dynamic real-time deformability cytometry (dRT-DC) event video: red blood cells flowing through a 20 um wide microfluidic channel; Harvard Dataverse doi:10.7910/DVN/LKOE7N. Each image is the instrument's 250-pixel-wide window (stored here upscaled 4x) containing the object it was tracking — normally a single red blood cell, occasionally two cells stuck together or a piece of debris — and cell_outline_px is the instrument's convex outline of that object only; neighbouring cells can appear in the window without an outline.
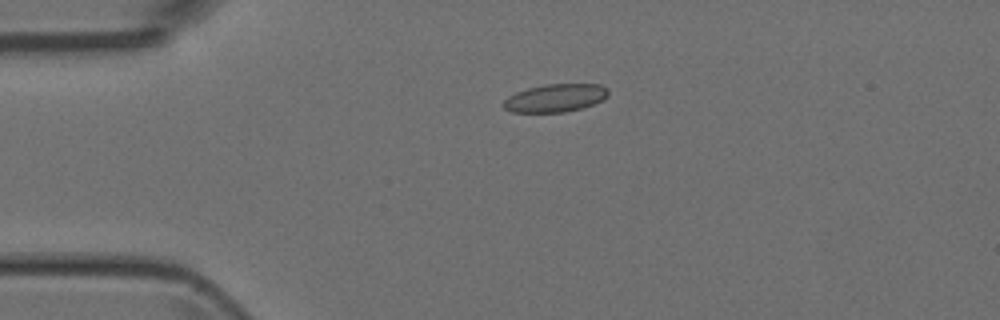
{"species": "Egyptian fruit bat (a non-hibernating species)", "species_latin": "Rousettus aegyptiacus", "temperature_condition": "room temperature", "stored_images_in_passage": 40, "camera_frame_rate_fps": 3000, "um_per_image_px": 0.085, "animal": {"sex": "female"}, "frame": {"image": 1, "passage_image": 1, "time_ms": 0.0, "image_size_px": [1000, 320], "cell_outline_px": [[608, 96], [592, 104], [580, 108], [564, 112], [512, 112], [504, 108], [504, 100], [508, 96], [516, 92], [528, 88], [544, 84], [600, 84], [608, 88]], "centroid_in_image_um": [47.19, 8.32], "position_along_channel_um": 37.8, "area_um2": 16.94}}
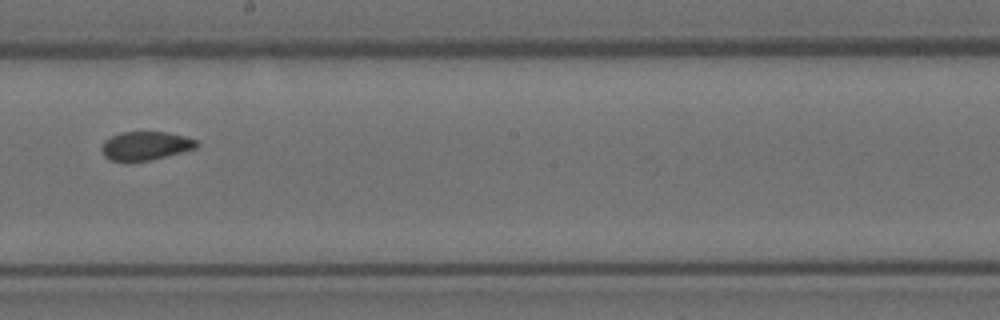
{"frame": {"image": 2, "passage_image": 18, "time_ms": 5.667, "image_size_px": [1000, 320], "cell_outline_px": [[200, 144], [196, 148], [148, 160], [124, 164], [108, 160], [104, 156], [100, 148], [104, 140], [120, 132], [164, 132], [184, 136], [196, 140]], "centroid_in_image_um": [12.28, 12.42], "position_along_channel_um": 235.9, "area_um2": 16.13}}
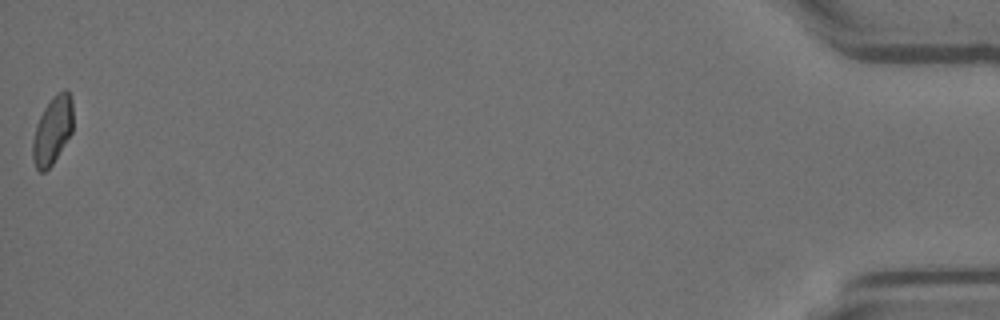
{"frame": {"image": 3, "passage_image": 40, "time_ms": 13.0, "image_size_px": [1000, 320], "cell_outline_px": [[72, 132], [52, 164], [44, 172], [40, 172], [36, 168], [32, 160], [32, 140], [36, 124], [44, 108], [52, 96], [56, 92], [64, 88], [68, 88], [72, 100]], "centroid_in_image_um": [4.45, 11.04], "position_along_channel_um": 430.7, "area_um2": 16.13}}